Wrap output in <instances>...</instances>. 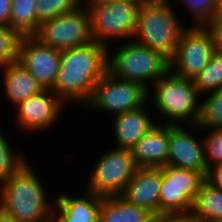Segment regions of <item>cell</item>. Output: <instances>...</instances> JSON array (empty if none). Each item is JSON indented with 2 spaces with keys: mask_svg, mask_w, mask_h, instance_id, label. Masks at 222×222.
<instances>
[{
  "mask_svg": "<svg viewBox=\"0 0 222 222\" xmlns=\"http://www.w3.org/2000/svg\"><path fill=\"white\" fill-rule=\"evenodd\" d=\"M29 163L0 184V209L16 222H47L55 194L47 193L48 187Z\"/></svg>",
  "mask_w": 222,
  "mask_h": 222,
  "instance_id": "obj_2",
  "label": "cell"
},
{
  "mask_svg": "<svg viewBox=\"0 0 222 222\" xmlns=\"http://www.w3.org/2000/svg\"><path fill=\"white\" fill-rule=\"evenodd\" d=\"M154 125L131 149L136 166L163 167L169 153V124Z\"/></svg>",
  "mask_w": 222,
  "mask_h": 222,
  "instance_id": "obj_18",
  "label": "cell"
},
{
  "mask_svg": "<svg viewBox=\"0 0 222 222\" xmlns=\"http://www.w3.org/2000/svg\"><path fill=\"white\" fill-rule=\"evenodd\" d=\"M212 35L206 27H186L180 36L170 70L177 76L193 80L215 53Z\"/></svg>",
  "mask_w": 222,
  "mask_h": 222,
  "instance_id": "obj_11",
  "label": "cell"
},
{
  "mask_svg": "<svg viewBox=\"0 0 222 222\" xmlns=\"http://www.w3.org/2000/svg\"><path fill=\"white\" fill-rule=\"evenodd\" d=\"M0 222H16L13 218L5 214L1 209H0Z\"/></svg>",
  "mask_w": 222,
  "mask_h": 222,
  "instance_id": "obj_35",
  "label": "cell"
},
{
  "mask_svg": "<svg viewBox=\"0 0 222 222\" xmlns=\"http://www.w3.org/2000/svg\"><path fill=\"white\" fill-rule=\"evenodd\" d=\"M33 37L41 44L58 50L82 46L93 41L86 6L83 4L73 12L41 22Z\"/></svg>",
  "mask_w": 222,
  "mask_h": 222,
  "instance_id": "obj_10",
  "label": "cell"
},
{
  "mask_svg": "<svg viewBox=\"0 0 222 222\" xmlns=\"http://www.w3.org/2000/svg\"><path fill=\"white\" fill-rule=\"evenodd\" d=\"M161 168L160 218H188L205 177L191 169L171 165Z\"/></svg>",
  "mask_w": 222,
  "mask_h": 222,
  "instance_id": "obj_8",
  "label": "cell"
},
{
  "mask_svg": "<svg viewBox=\"0 0 222 222\" xmlns=\"http://www.w3.org/2000/svg\"><path fill=\"white\" fill-rule=\"evenodd\" d=\"M202 131L208 132L206 135L202 134L207 169L222 164V128L202 129Z\"/></svg>",
  "mask_w": 222,
  "mask_h": 222,
  "instance_id": "obj_29",
  "label": "cell"
},
{
  "mask_svg": "<svg viewBox=\"0 0 222 222\" xmlns=\"http://www.w3.org/2000/svg\"><path fill=\"white\" fill-rule=\"evenodd\" d=\"M174 1V0H173ZM182 3L189 14L193 18L192 24L188 27H206L208 23L215 17L218 0H176ZM189 10V11H188Z\"/></svg>",
  "mask_w": 222,
  "mask_h": 222,
  "instance_id": "obj_27",
  "label": "cell"
},
{
  "mask_svg": "<svg viewBox=\"0 0 222 222\" xmlns=\"http://www.w3.org/2000/svg\"><path fill=\"white\" fill-rule=\"evenodd\" d=\"M78 197L55 194L54 212L65 222H100L102 196L85 189Z\"/></svg>",
  "mask_w": 222,
  "mask_h": 222,
  "instance_id": "obj_17",
  "label": "cell"
},
{
  "mask_svg": "<svg viewBox=\"0 0 222 222\" xmlns=\"http://www.w3.org/2000/svg\"><path fill=\"white\" fill-rule=\"evenodd\" d=\"M84 0H36L37 30L41 22L75 11Z\"/></svg>",
  "mask_w": 222,
  "mask_h": 222,
  "instance_id": "obj_26",
  "label": "cell"
},
{
  "mask_svg": "<svg viewBox=\"0 0 222 222\" xmlns=\"http://www.w3.org/2000/svg\"><path fill=\"white\" fill-rule=\"evenodd\" d=\"M206 28L212 35L215 50L222 51V19L213 18Z\"/></svg>",
  "mask_w": 222,
  "mask_h": 222,
  "instance_id": "obj_30",
  "label": "cell"
},
{
  "mask_svg": "<svg viewBox=\"0 0 222 222\" xmlns=\"http://www.w3.org/2000/svg\"><path fill=\"white\" fill-rule=\"evenodd\" d=\"M148 101V89L142 84L120 79L109 71L98 81L84 108L115 116L135 110ZM110 113V114H109Z\"/></svg>",
  "mask_w": 222,
  "mask_h": 222,
  "instance_id": "obj_9",
  "label": "cell"
},
{
  "mask_svg": "<svg viewBox=\"0 0 222 222\" xmlns=\"http://www.w3.org/2000/svg\"><path fill=\"white\" fill-rule=\"evenodd\" d=\"M3 84V96L7 102L12 104L14 109L28 97L38 94L43 88L37 83L31 73L18 60L0 67Z\"/></svg>",
  "mask_w": 222,
  "mask_h": 222,
  "instance_id": "obj_19",
  "label": "cell"
},
{
  "mask_svg": "<svg viewBox=\"0 0 222 222\" xmlns=\"http://www.w3.org/2000/svg\"><path fill=\"white\" fill-rule=\"evenodd\" d=\"M204 94L201 95L199 118L196 124L201 129L222 128V89Z\"/></svg>",
  "mask_w": 222,
  "mask_h": 222,
  "instance_id": "obj_23",
  "label": "cell"
},
{
  "mask_svg": "<svg viewBox=\"0 0 222 222\" xmlns=\"http://www.w3.org/2000/svg\"><path fill=\"white\" fill-rule=\"evenodd\" d=\"M214 18L222 19V0H218L217 9Z\"/></svg>",
  "mask_w": 222,
  "mask_h": 222,
  "instance_id": "obj_36",
  "label": "cell"
},
{
  "mask_svg": "<svg viewBox=\"0 0 222 222\" xmlns=\"http://www.w3.org/2000/svg\"><path fill=\"white\" fill-rule=\"evenodd\" d=\"M1 127V126H0ZM0 128V184L15 173L28 160L25 153L14 150L13 144ZM16 151V152H15ZM26 158V159H25Z\"/></svg>",
  "mask_w": 222,
  "mask_h": 222,
  "instance_id": "obj_25",
  "label": "cell"
},
{
  "mask_svg": "<svg viewBox=\"0 0 222 222\" xmlns=\"http://www.w3.org/2000/svg\"><path fill=\"white\" fill-rule=\"evenodd\" d=\"M188 219L190 222H222V190L204 180Z\"/></svg>",
  "mask_w": 222,
  "mask_h": 222,
  "instance_id": "obj_21",
  "label": "cell"
},
{
  "mask_svg": "<svg viewBox=\"0 0 222 222\" xmlns=\"http://www.w3.org/2000/svg\"><path fill=\"white\" fill-rule=\"evenodd\" d=\"M107 71L108 47L104 44L91 41L61 50L60 69L52 91L66 107L77 103L82 108L89 102L95 86Z\"/></svg>",
  "mask_w": 222,
  "mask_h": 222,
  "instance_id": "obj_1",
  "label": "cell"
},
{
  "mask_svg": "<svg viewBox=\"0 0 222 222\" xmlns=\"http://www.w3.org/2000/svg\"><path fill=\"white\" fill-rule=\"evenodd\" d=\"M47 222H65L54 211L49 216Z\"/></svg>",
  "mask_w": 222,
  "mask_h": 222,
  "instance_id": "obj_37",
  "label": "cell"
},
{
  "mask_svg": "<svg viewBox=\"0 0 222 222\" xmlns=\"http://www.w3.org/2000/svg\"><path fill=\"white\" fill-rule=\"evenodd\" d=\"M36 0H12L9 27L20 36L37 32Z\"/></svg>",
  "mask_w": 222,
  "mask_h": 222,
  "instance_id": "obj_22",
  "label": "cell"
},
{
  "mask_svg": "<svg viewBox=\"0 0 222 222\" xmlns=\"http://www.w3.org/2000/svg\"><path fill=\"white\" fill-rule=\"evenodd\" d=\"M169 0H154L139 8L133 41L171 60L177 51L184 25ZM175 9V10H174Z\"/></svg>",
  "mask_w": 222,
  "mask_h": 222,
  "instance_id": "obj_4",
  "label": "cell"
},
{
  "mask_svg": "<svg viewBox=\"0 0 222 222\" xmlns=\"http://www.w3.org/2000/svg\"><path fill=\"white\" fill-rule=\"evenodd\" d=\"M200 99L201 94L196 89L194 81L177 76L171 70L148 89V101L155 110L153 112H157L156 121L160 115V118L164 119L160 120L163 124H196L200 112Z\"/></svg>",
  "mask_w": 222,
  "mask_h": 222,
  "instance_id": "obj_3",
  "label": "cell"
},
{
  "mask_svg": "<svg viewBox=\"0 0 222 222\" xmlns=\"http://www.w3.org/2000/svg\"><path fill=\"white\" fill-rule=\"evenodd\" d=\"M156 218L149 210L127 202L120 195L102 198L100 222H153Z\"/></svg>",
  "mask_w": 222,
  "mask_h": 222,
  "instance_id": "obj_20",
  "label": "cell"
},
{
  "mask_svg": "<svg viewBox=\"0 0 222 222\" xmlns=\"http://www.w3.org/2000/svg\"><path fill=\"white\" fill-rule=\"evenodd\" d=\"M12 0H0V26L9 27Z\"/></svg>",
  "mask_w": 222,
  "mask_h": 222,
  "instance_id": "obj_32",
  "label": "cell"
},
{
  "mask_svg": "<svg viewBox=\"0 0 222 222\" xmlns=\"http://www.w3.org/2000/svg\"><path fill=\"white\" fill-rule=\"evenodd\" d=\"M193 129H195L198 134H200L199 131L202 132V129L199 128L197 124H169V153L167 165L195 170L206 177L208 169L205 160L204 141L200 139L201 135L198 137V134Z\"/></svg>",
  "mask_w": 222,
  "mask_h": 222,
  "instance_id": "obj_13",
  "label": "cell"
},
{
  "mask_svg": "<svg viewBox=\"0 0 222 222\" xmlns=\"http://www.w3.org/2000/svg\"><path fill=\"white\" fill-rule=\"evenodd\" d=\"M153 222H190L188 218H156Z\"/></svg>",
  "mask_w": 222,
  "mask_h": 222,
  "instance_id": "obj_33",
  "label": "cell"
},
{
  "mask_svg": "<svg viewBox=\"0 0 222 222\" xmlns=\"http://www.w3.org/2000/svg\"><path fill=\"white\" fill-rule=\"evenodd\" d=\"M161 182V167H139L120 196L160 218Z\"/></svg>",
  "mask_w": 222,
  "mask_h": 222,
  "instance_id": "obj_15",
  "label": "cell"
},
{
  "mask_svg": "<svg viewBox=\"0 0 222 222\" xmlns=\"http://www.w3.org/2000/svg\"><path fill=\"white\" fill-rule=\"evenodd\" d=\"M20 38L10 27L0 26V67L18 60Z\"/></svg>",
  "mask_w": 222,
  "mask_h": 222,
  "instance_id": "obj_28",
  "label": "cell"
},
{
  "mask_svg": "<svg viewBox=\"0 0 222 222\" xmlns=\"http://www.w3.org/2000/svg\"><path fill=\"white\" fill-rule=\"evenodd\" d=\"M149 105L150 102L147 101L135 110L127 111L111 118L114 147L131 150L158 123L152 114L153 110L148 109L150 108ZM150 112H152L151 115Z\"/></svg>",
  "mask_w": 222,
  "mask_h": 222,
  "instance_id": "obj_16",
  "label": "cell"
},
{
  "mask_svg": "<svg viewBox=\"0 0 222 222\" xmlns=\"http://www.w3.org/2000/svg\"><path fill=\"white\" fill-rule=\"evenodd\" d=\"M108 47V71L114 76L135 81L149 89L170 70V60L133 40ZM113 52V53H112Z\"/></svg>",
  "mask_w": 222,
  "mask_h": 222,
  "instance_id": "obj_5",
  "label": "cell"
},
{
  "mask_svg": "<svg viewBox=\"0 0 222 222\" xmlns=\"http://www.w3.org/2000/svg\"><path fill=\"white\" fill-rule=\"evenodd\" d=\"M118 1H124V2H128V3H132L138 7L144 6L154 0H118Z\"/></svg>",
  "mask_w": 222,
  "mask_h": 222,
  "instance_id": "obj_34",
  "label": "cell"
},
{
  "mask_svg": "<svg viewBox=\"0 0 222 222\" xmlns=\"http://www.w3.org/2000/svg\"><path fill=\"white\" fill-rule=\"evenodd\" d=\"M205 180L212 186L222 190V164L208 168Z\"/></svg>",
  "mask_w": 222,
  "mask_h": 222,
  "instance_id": "obj_31",
  "label": "cell"
},
{
  "mask_svg": "<svg viewBox=\"0 0 222 222\" xmlns=\"http://www.w3.org/2000/svg\"><path fill=\"white\" fill-rule=\"evenodd\" d=\"M193 81L201 95L222 89V51H215L207 65Z\"/></svg>",
  "mask_w": 222,
  "mask_h": 222,
  "instance_id": "obj_24",
  "label": "cell"
},
{
  "mask_svg": "<svg viewBox=\"0 0 222 222\" xmlns=\"http://www.w3.org/2000/svg\"><path fill=\"white\" fill-rule=\"evenodd\" d=\"M86 175L84 189L100 195L119 196L133 177L137 166L130 149L113 147L103 150ZM97 160V161H96ZM88 181V183H87Z\"/></svg>",
  "mask_w": 222,
  "mask_h": 222,
  "instance_id": "obj_7",
  "label": "cell"
},
{
  "mask_svg": "<svg viewBox=\"0 0 222 222\" xmlns=\"http://www.w3.org/2000/svg\"><path fill=\"white\" fill-rule=\"evenodd\" d=\"M18 61L26 67L43 89L54 88L61 64V50L45 46L33 36H21Z\"/></svg>",
  "mask_w": 222,
  "mask_h": 222,
  "instance_id": "obj_14",
  "label": "cell"
},
{
  "mask_svg": "<svg viewBox=\"0 0 222 222\" xmlns=\"http://www.w3.org/2000/svg\"><path fill=\"white\" fill-rule=\"evenodd\" d=\"M65 106L52 90L43 89L14 108L15 128L32 134L48 132L60 121Z\"/></svg>",
  "mask_w": 222,
  "mask_h": 222,
  "instance_id": "obj_12",
  "label": "cell"
},
{
  "mask_svg": "<svg viewBox=\"0 0 222 222\" xmlns=\"http://www.w3.org/2000/svg\"><path fill=\"white\" fill-rule=\"evenodd\" d=\"M83 4L89 13L93 41L109 47L116 40L133 39L140 7L118 0H84Z\"/></svg>",
  "mask_w": 222,
  "mask_h": 222,
  "instance_id": "obj_6",
  "label": "cell"
}]
</instances>
